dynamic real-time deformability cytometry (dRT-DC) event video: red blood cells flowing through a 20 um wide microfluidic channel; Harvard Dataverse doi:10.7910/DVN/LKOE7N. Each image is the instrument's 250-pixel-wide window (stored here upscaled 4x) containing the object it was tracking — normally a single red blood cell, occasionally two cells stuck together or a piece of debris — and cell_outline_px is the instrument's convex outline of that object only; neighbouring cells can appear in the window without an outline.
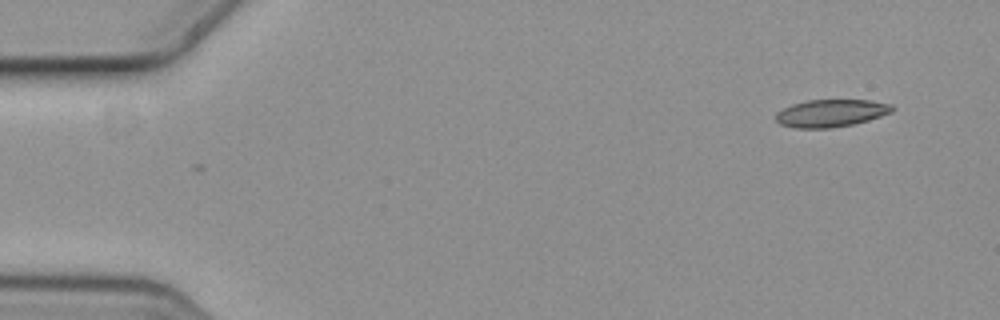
{"species": "common noctule bat (a hibernating species)", "species_latin": "Nyctalus noctula", "temperature_condition": "cold", "stored_images_in_passage": 7, "camera_frame_rate_fps": 3000, "um_per_image_px": 0.085, "animal": {"sex": "female", "body_mass_g": 19.3, "forearm_length_mm": 54.1}, "frame": {"image": 1, "passage_image": 1, "time_ms": 0.0, "image_size_px": [1000, 320], "cell_outline_px": [[896, 108], [892, 112], [868, 120], [852, 124], [832, 128], [796, 128], [780, 124], [776, 120], [776, 112], [792, 104], [808, 100], [868, 100], [892, 104]], "centroid_in_image_um": [70.64, 9.61], "position_along_channel_um": 14.4, "area_um2": 18.61}}
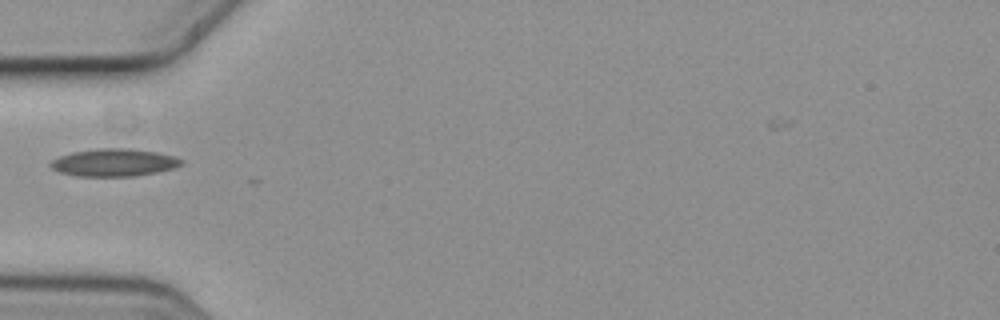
{"frame": {"image": 2, "passage_image": 4, "time_ms": 1.0, "image_size_px": [1000, 320], "cell_outline_px": [[184, 164], [176, 168], [136, 176], [76, 176], [60, 172], [52, 168], [48, 164], [52, 160], [60, 156], [72, 152], [96, 148], [132, 148], [156, 152], [176, 156], [184, 160]], "centroid_in_image_um": [9.73, 13.81], "position_along_channel_um": 75.3, "area_um2": 21.27}}
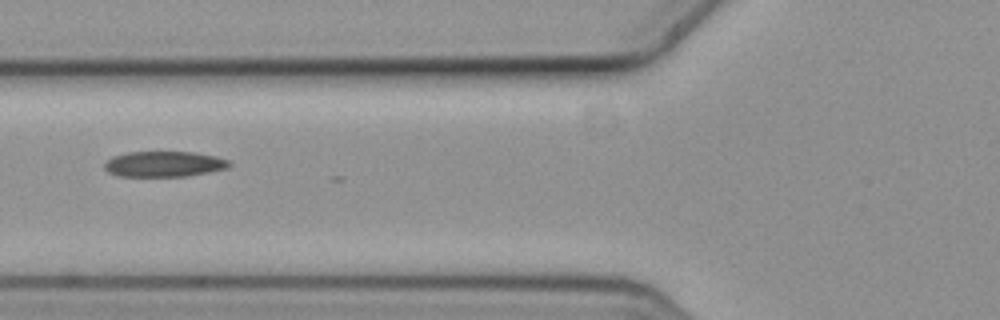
{"frame": {"image": 3, "passage_image": 5, "time_ms": 1.333, "image_size_px": [1000, 320], "cell_outline_px": [[232, 164], [228, 168], [188, 176], [116, 176], [108, 172], [104, 168], [104, 164], [112, 156], [128, 152], [192, 152], [216, 156], [228, 160]], "centroid_in_image_um": [13.94, 13.94], "position_along_channel_um": 111.9, "area_um2": 18.61}}